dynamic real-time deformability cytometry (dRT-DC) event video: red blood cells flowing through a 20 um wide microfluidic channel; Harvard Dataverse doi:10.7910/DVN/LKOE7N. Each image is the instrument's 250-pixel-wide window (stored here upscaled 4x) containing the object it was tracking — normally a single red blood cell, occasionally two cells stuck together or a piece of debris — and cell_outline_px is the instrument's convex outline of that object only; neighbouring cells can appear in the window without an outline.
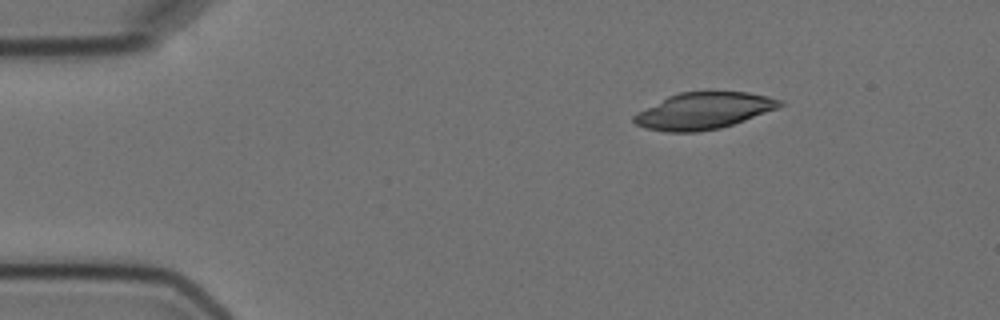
{"species": "Egyptian fruit bat (a non-hibernating species)", "species_latin": "Rousettus aegyptiacus", "temperature_condition": "cold", "stored_images_in_passage": 3, "camera_frame_rate_fps": 3000, "um_per_image_px": 0.085, "animal": {"sex": "female"}, "frame": {"image": 1, "passage_image": 1, "time_ms": 0.0, "image_size_px": [1000, 320], "cell_outline_px": [[784, 104], [776, 108], [744, 120], [720, 128], [696, 132], [668, 132], [644, 128], [636, 124], [632, 120], [632, 116], [636, 112], [668, 96], [680, 92], [708, 88], [748, 92], [768, 96], [784, 100]], "centroid_in_image_um": [59.79, 9.37], "position_along_channel_um": 25.2, "area_um2": 31.96}}